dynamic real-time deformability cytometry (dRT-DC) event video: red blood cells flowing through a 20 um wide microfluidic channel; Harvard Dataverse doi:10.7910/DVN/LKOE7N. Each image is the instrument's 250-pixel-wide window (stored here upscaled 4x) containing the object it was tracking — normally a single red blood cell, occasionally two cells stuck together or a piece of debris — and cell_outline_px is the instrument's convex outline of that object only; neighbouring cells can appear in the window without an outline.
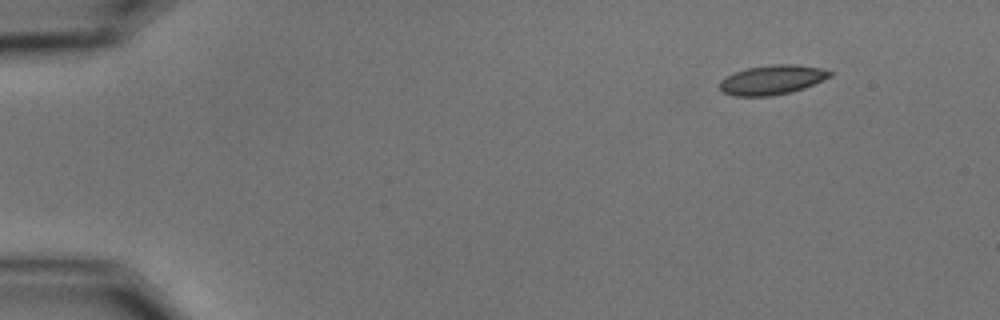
{"species": "common noctule bat (a hibernating species)", "species_latin": "Nyctalus noctula", "temperature_condition": "cold", "stored_images_in_passage": 53, "camera_frame_rate_fps": 3000, "um_per_image_px": 0.085, "animal": {"sex": "male", "body_mass_g": 15.6}, "frame": {"image": 1, "passage_image": 1, "time_ms": 0.0, "image_size_px": [1000, 320], "cell_outline_px": [[832, 76], [804, 88], [792, 92], [772, 96], [732, 96], [724, 92], [720, 88], [720, 80], [736, 72], [748, 68], [768, 64], [796, 64], [820, 68], [832, 72]], "centroid_in_image_um": [65.64, 6.79], "position_along_channel_um": 19.4, "area_um2": 18.9}}
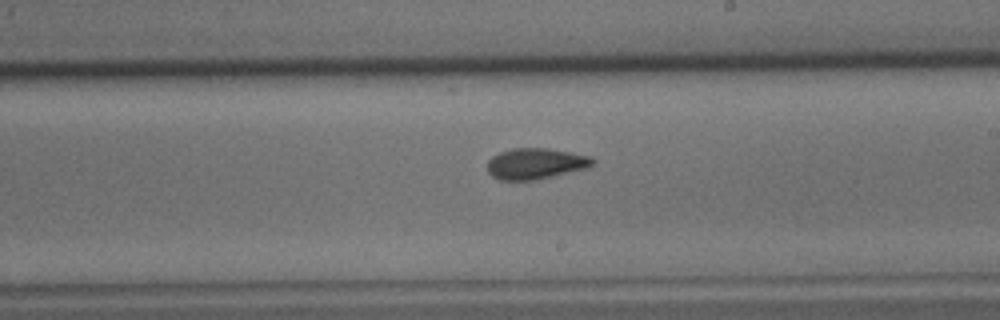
{"frame": {"image": 2, "passage_image": 29, "time_ms": 9.333, "image_size_px": [1000, 320], "cell_outline_px": [[596, 164], [588, 168], [536, 180], [500, 180], [492, 176], [488, 172], [488, 160], [492, 156], [500, 152], [512, 148], [548, 148], [592, 156], [596, 160]], "centroid_in_image_um": [45.57, 13.9], "position_along_channel_um": 243.4, "area_um2": 19.25}}
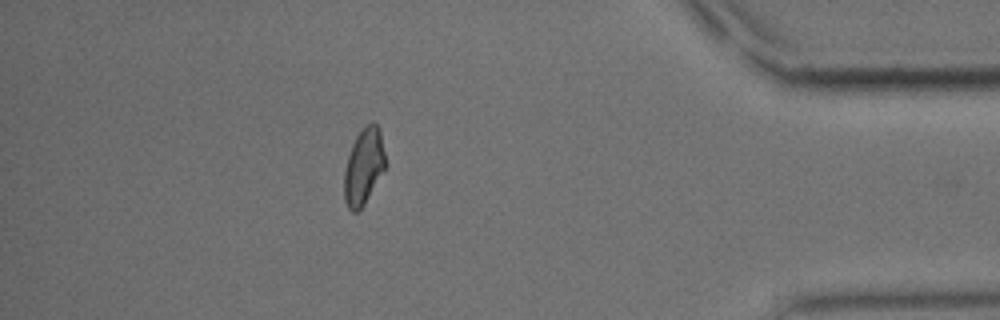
{"frame": {"image": 3, "passage_image": 46, "time_ms": 15.0, "image_size_px": [1000, 320], "cell_outline_px": [[384, 168], [364, 204], [356, 212], [352, 212], [348, 208], [344, 200], [344, 172], [348, 156], [352, 144], [356, 136], [368, 124], [376, 124], [380, 128], [384, 152]], "centroid_in_image_um": [30.88, 14.17], "position_along_channel_um": 404.3, "area_um2": 17.74}, "authors_computed_cell_mechanics": {"area_um2": 18.496, "velocity_mm_per_s": 3.4919, "shape_relaxation_time_tau1_ms": 6.4504, "shape_relaxation_time_tau2_ms": 1.9179, "deformation_change_tau1": 0.1519, "deformation_change_tau2": 0.0786}}